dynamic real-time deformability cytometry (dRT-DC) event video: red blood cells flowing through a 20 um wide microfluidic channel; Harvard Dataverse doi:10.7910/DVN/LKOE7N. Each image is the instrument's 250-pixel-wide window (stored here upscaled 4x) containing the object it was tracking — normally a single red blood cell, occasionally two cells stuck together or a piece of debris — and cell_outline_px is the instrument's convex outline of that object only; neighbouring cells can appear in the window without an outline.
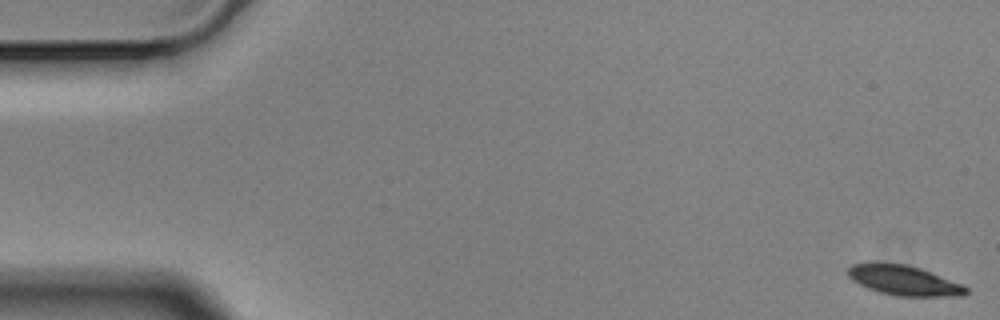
{"species": "Egyptian fruit bat (a non-hibernating species)", "species_latin": "Rousettus aegyptiacus", "temperature_condition": "cold", "stored_images_in_passage": 57, "camera_frame_rate_fps": 3000, "um_per_image_px": 0.085, "animal": {"sex": "male"}, "frame": {"image": 1, "passage_image": 1, "time_ms": 0.0, "image_size_px": [1000, 320], "cell_outline_px": [[968, 292], [964, 296], [896, 296], [880, 292], [868, 288], [852, 280], [848, 276], [848, 268], [852, 264], [904, 264], [920, 268], [960, 284], [968, 288]], "centroid_in_image_um": [76.85, 23.86], "position_along_channel_um": 8.2, "area_um2": 20.0}}
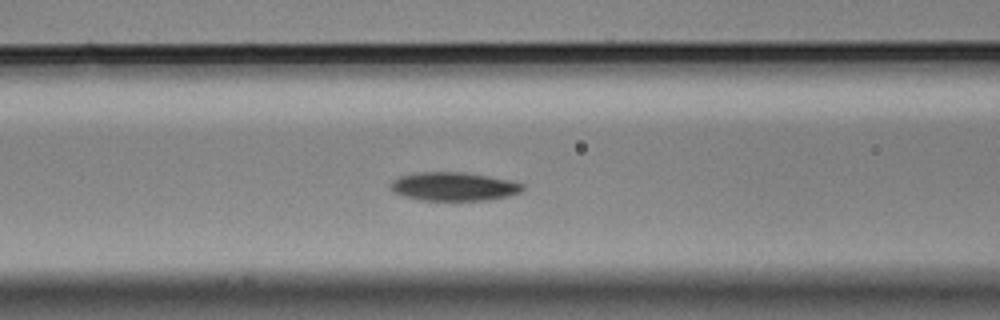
{"frame": {"image": 2, "passage_image": 23, "time_ms": 7.333, "image_size_px": [1000, 320], "cell_outline_px": [[524, 188], [520, 192], [508, 196], [488, 200], [420, 200], [404, 196], [392, 192], [388, 184], [392, 180], [400, 176], [416, 172], [464, 172], [488, 176], [508, 180], [524, 184]], "centroid_in_image_um": [38.52, 15.85], "position_along_channel_um": 128.1, "area_um2": 22.08}}
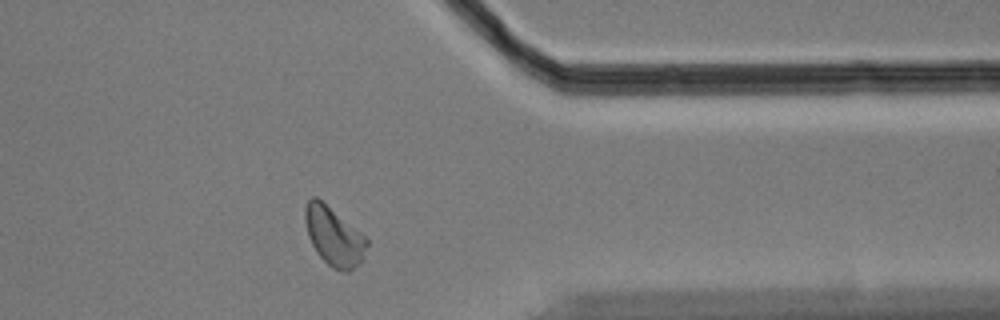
{"frame": {"image": 3, "passage_image": 46, "time_ms": 15.0, "image_size_px": [1000, 320], "cell_outline_px": [[368, 244], [360, 260], [348, 272], [344, 272], [332, 268], [316, 252], [308, 236], [304, 220], [304, 208], [308, 200], [312, 196], [316, 196], [360, 232], [368, 240]], "centroid_in_image_um": [28.33, 20.07], "position_along_channel_um": 383.1, "area_um2": 20.69}, "authors_computed_cell_mechanics": {"area_um2": 21.1548, "velocity_mm_per_s": 3.4811, "shape_relaxation_time_tau1_ms": 3.02, "shape_relaxation_time_tau2_ms": null, "deformation_change_tau1": 0.1063, "deformation_change_tau2": null}}